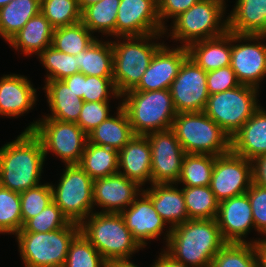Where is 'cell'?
<instances>
[{
    "label": "cell",
    "instance_id": "6da1fadb",
    "mask_svg": "<svg viewBox=\"0 0 266 267\" xmlns=\"http://www.w3.org/2000/svg\"><path fill=\"white\" fill-rule=\"evenodd\" d=\"M45 161L40 139L24 130L0 148V185L19 193L38 186Z\"/></svg>",
    "mask_w": 266,
    "mask_h": 267
},
{
    "label": "cell",
    "instance_id": "7a4b0ae2",
    "mask_svg": "<svg viewBox=\"0 0 266 267\" xmlns=\"http://www.w3.org/2000/svg\"><path fill=\"white\" fill-rule=\"evenodd\" d=\"M226 244L216 219H189L171 229L164 250L190 267H211Z\"/></svg>",
    "mask_w": 266,
    "mask_h": 267
},
{
    "label": "cell",
    "instance_id": "3957f363",
    "mask_svg": "<svg viewBox=\"0 0 266 267\" xmlns=\"http://www.w3.org/2000/svg\"><path fill=\"white\" fill-rule=\"evenodd\" d=\"M163 35L164 33H156L116 37L115 41L111 40L113 83L120 96L133 90L139 84L156 51L164 44V41L161 43L162 40H160L164 38Z\"/></svg>",
    "mask_w": 266,
    "mask_h": 267
},
{
    "label": "cell",
    "instance_id": "277c9868",
    "mask_svg": "<svg viewBox=\"0 0 266 267\" xmlns=\"http://www.w3.org/2000/svg\"><path fill=\"white\" fill-rule=\"evenodd\" d=\"M80 232L107 263L130 261L143 248L133 238L120 213L94 211L80 224Z\"/></svg>",
    "mask_w": 266,
    "mask_h": 267
},
{
    "label": "cell",
    "instance_id": "5b68a950",
    "mask_svg": "<svg viewBox=\"0 0 266 267\" xmlns=\"http://www.w3.org/2000/svg\"><path fill=\"white\" fill-rule=\"evenodd\" d=\"M226 8V0H199L172 20L170 28H165L164 36L180 42L182 47L221 36L228 31Z\"/></svg>",
    "mask_w": 266,
    "mask_h": 267
},
{
    "label": "cell",
    "instance_id": "8992f818",
    "mask_svg": "<svg viewBox=\"0 0 266 267\" xmlns=\"http://www.w3.org/2000/svg\"><path fill=\"white\" fill-rule=\"evenodd\" d=\"M120 99L135 135L172 128L177 112L169 89L127 91Z\"/></svg>",
    "mask_w": 266,
    "mask_h": 267
},
{
    "label": "cell",
    "instance_id": "52a82bcc",
    "mask_svg": "<svg viewBox=\"0 0 266 267\" xmlns=\"http://www.w3.org/2000/svg\"><path fill=\"white\" fill-rule=\"evenodd\" d=\"M185 153L219 156L231 151V138L202 112L177 113L171 128Z\"/></svg>",
    "mask_w": 266,
    "mask_h": 267
},
{
    "label": "cell",
    "instance_id": "ba28073f",
    "mask_svg": "<svg viewBox=\"0 0 266 267\" xmlns=\"http://www.w3.org/2000/svg\"><path fill=\"white\" fill-rule=\"evenodd\" d=\"M80 232L78 223L50 232H18L16 240L24 267H64L69 245Z\"/></svg>",
    "mask_w": 266,
    "mask_h": 267
},
{
    "label": "cell",
    "instance_id": "9c48e42d",
    "mask_svg": "<svg viewBox=\"0 0 266 267\" xmlns=\"http://www.w3.org/2000/svg\"><path fill=\"white\" fill-rule=\"evenodd\" d=\"M25 131H32L41 141L45 160L52 152L64 165L79 164L88 142L87 134L74 122L47 117L37 118Z\"/></svg>",
    "mask_w": 266,
    "mask_h": 267
},
{
    "label": "cell",
    "instance_id": "30bf717a",
    "mask_svg": "<svg viewBox=\"0 0 266 267\" xmlns=\"http://www.w3.org/2000/svg\"><path fill=\"white\" fill-rule=\"evenodd\" d=\"M257 88L239 85L209 95L204 113L213 119L231 138L261 106Z\"/></svg>",
    "mask_w": 266,
    "mask_h": 267
},
{
    "label": "cell",
    "instance_id": "8fae6325",
    "mask_svg": "<svg viewBox=\"0 0 266 267\" xmlns=\"http://www.w3.org/2000/svg\"><path fill=\"white\" fill-rule=\"evenodd\" d=\"M58 181L50 183L53 202L69 221L80 224L94 212L93 179L79 164H72L65 165Z\"/></svg>",
    "mask_w": 266,
    "mask_h": 267
},
{
    "label": "cell",
    "instance_id": "7c38bea8",
    "mask_svg": "<svg viewBox=\"0 0 266 267\" xmlns=\"http://www.w3.org/2000/svg\"><path fill=\"white\" fill-rule=\"evenodd\" d=\"M266 38L264 35L232 33L230 67L241 85L260 90L266 77ZM264 42V43H263Z\"/></svg>",
    "mask_w": 266,
    "mask_h": 267
},
{
    "label": "cell",
    "instance_id": "4fadbf2b",
    "mask_svg": "<svg viewBox=\"0 0 266 267\" xmlns=\"http://www.w3.org/2000/svg\"><path fill=\"white\" fill-rule=\"evenodd\" d=\"M253 182L252 161L232 151L215 156L210 189L220 203L244 194Z\"/></svg>",
    "mask_w": 266,
    "mask_h": 267
},
{
    "label": "cell",
    "instance_id": "5bb4252c",
    "mask_svg": "<svg viewBox=\"0 0 266 267\" xmlns=\"http://www.w3.org/2000/svg\"><path fill=\"white\" fill-rule=\"evenodd\" d=\"M169 90L177 113L202 112L209 98L207 72L187 57Z\"/></svg>",
    "mask_w": 266,
    "mask_h": 267
},
{
    "label": "cell",
    "instance_id": "9a60e30c",
    "mask_svg": "<svg viewBox=\"0 0 266 267\" xmlns=\"http://www.w3.org/2000/svg\"><path fill=\"white\" fill-rule=\"evenodd\" d=\"M151 148L152 184L177 183L185 152L172 129L145 135Z\"/></svg>",
    "mask_w": 266,
    "mask_h": 267
},
{
    "label": "cell",
    "instance_id": "2e32d148",
    "mask_svg": "<svg viewBox=\"0 0 266 267\" xmlns=\"http://www.w3.org/2000/svg\"><path fill=\"white\" fill-rule=\"evenodd\" d=\"M164 33L158 16V4L153 0H120L115 38Z\"/></svg>",
    "mask_w": 266,
    "mask_h": 267
},
{
    "label": "cell",
    "instance_id": "e0dca14e",
    "mask_svg": "<svg viewBox=\"0 0 266 267\" xmlns=\"http://www.w3.org/2000/svg\"><path fill=\"white\" fill-rule=\"evenodd\" d=\"M222 238L226 243H253L262 238L247 240L251 230H255L252 208L247 193L234 196L219 203L216 217Z\"/></svg>",
    "mask_w": 266,
    "mask_h": 267
},
{
    "label": "cell",
    "instance_id": "ac0fdd59",
    "mask_svg": "<svg viewBox=\"0 0 266 267\" xmlns=\"http://www.w3.org/2000/svg\"><path fill=\"white\" fill-rule=\"evenodd\" d=\"M120 214L133 238L143 249L147 246L148 240H156L162 235L164 236L162 239L167 244L171 229L166 226L155 210L151 199L143 191Z\"/></svg>",
    "mask_w": 266,
    "mask_h": 267
},
{
    "label": "cell",
    "instance_id": "d6986e66",
    "mask_svg": "<svg viewBox=\"0 0 266 267\" xmlns=\"http://www.w3.org/2000/svg\"><path fill=\"white\" fill-rule=\"evenodd\" d=\"M188 57L187 47L163 44L153 56L139 84L130 91L170 89L183 61Z\"/></svg>",
    "mask_w": 266,
    "mask_h": 267
},
{
    "label": "cell",
    "instance_id": "ffe728a7",
    "mask_svg": "<svg viewBox=\"0 0 266 267\" xmlns=\"http://www.w3.org/2000/svg\"><path fill=\"white\" fill-rule=\"evenodd\" d=\"M142 189L120 173L95 179L92 191L94 210L98 207L101 208L99 212L121 213L133 203Z\"/></svg>",
    "mask_w": 266,
    "mask_h": 267
},
{
    "label": "cell",
    "instance_id": "44dd1931",
    "mask_svg": "<svg viewBox=\"0 0 266 267\" xmlns=\"http://www.w3.org/2000/svg\"><path fill=\"white\" fill-rule=\"evenodd\" d=\"M37 97V89L27 76L10 73L0 77V116H24L36 107Z\"/></svg>",
    "mask_w": 266,
    "mask_h": 267
},
{
    "label": "cell",
    "instance_id": "7402d4cb",
    "mask_svg": "<svg viewBox=\"0 0 266 267\" xmlns=\"http://www.w3.org/2000/svg\"><path fill=\"white\" fill-rule=\"evenodd\" d=\"M118 170L140 187L152 184L151 148L146 136L135 135L119 151Z\"/></svg>",
    "mask_w": 266,
    "mask_h": 267
},
{
    "label": "cell",
    "instance_id": "603a6c76",
    "mask_svg": "<svg viewBox=\"0 0 266 267\" xmlns=\"http://www.w3.org/2000/svg\"><path fill=\"white\" fill-rule=\"evenodd\" d=\"M231 151L250 161L266 155V109L262 105L231 137Z\"/></svg>",
    "mask_w": 266,
    "mask_h": 267
},
{
    "label": "cell",
    "instance_id": "cb8c5ba5",
    "mask_svg": "<svg viewBox=\"0 0 266 267\" xmlns=\"http://www.w3.org/2000/svg\"><path fill=\"white\" fill-rule=\"evenodd\" d=\"M176 183L151 184L142 191L151 199L158 215L172 229L188 220L182 189Z\"/></svg>",
    "mask_w": 266,
    "mask_h": 267
},
{
    "label": "cell",
    "instance_id": "d4e9b609",
    "mask_svg": "<svg viewBox=\"0 0 266 267\" xmlns=\"http://www.w3.org/2000/svg\"><path fill=\"white\" fill-rule=\"evenodd\" d=\"M187 50L188 57L206 72L229 66L232 33L227 31L216 38L194 42L187 47Z\"/></svg>",
    "mask_w": 266,
    "mask_h": 267
},
{
    "label": "cell",
    "instance_id": "484cf974",
    "mask_svg": "<svg viewBox=\"0 0 266 267\" xmlns=\"http://www.w3.org/2000/svg\"><path fill=\"white\" fill-rule=\"evenodd\" d=\"M54 27L40 12L29 19L8 44L24 56H38L46 48L52 46Z\"/></svg>",
    "mask_w": 266,
    "mask_h": 267
},
{
    "label": "cell",
    "instance_id": "4316f807",
    "mask_svg": "<svg viewBox=\"0 0 266 267\" xmlns=\"http://www.w3.org/2000/svg\"><path fill=\"white\" fill-rule=\"evenodd\" d=\"M44 82L45 85L42 90H44L51 114H44L42 117L76 123L84 101L62 80Z\"/></svg>",
    "mask_w": 266,
    "mask_h": 267
},
{
    "label": "cell",
    "instance_id": "83f0119b",
    "mask_svg": "<svg viewBox=\"0 0 266 267\" xmlns=\"http://www.w3.org/2000/svg\"><path fill=\"white\" fill-rule=\"evenodd\" d=\"M228 18L234 34H266V0H236Z\"/></svg>",
    "mask_w": 266,
    "mask_h": 267
},
{
    "label": "cell",
    "instance_id": "f1b7e54d",
    "mask_svg": "<svg viewBox=\"0 0 266 267\" xmlns=\"http://www.w3.org/2000/svg\"><path fill=\"white\" fill-rule=\"evenodd\" d=\"M118 104L114 116L111 114L87 134L88 142L120 151L135 136L125 110Z\"/></svg>",
    "mask_w": 266,
    "mask_h": 267
},
{
    "label": "cell",
    "instance_id": "f546056e",
    "mask_svg": "<svg viewBox=\"0 0 266 267\" xmlns=\"http://www.w3.org/2000/svg\"><path fill=\"white\" fill-rule=\"evenodd\" d=\"M97 38L86 50L75 57L80 73L85 76L113 78V47L111 41Z\"/></svg>",
    "mask_w": 266,
    "mask_h": 267
},
{
    "label": "cell",
    "instance_id": "4dcf8cb0",
    "mask_svg": "<svg viewBox=\"0 0 266 267\" xmlns=\"http://www.w3.org/2000/svg\"><path fill=\"white\" fill-rule=\"evenodd\" d=\"M41 0H12L0 8V36L5 42L23 28L26 22L40 13Z\"/></svg>",
    "mask_w": 266,
    "mask_h": 267
},
{
    "label": "cell",
    "instance_id": "1f68e13d",
    "mask_svg": "<svg viewBox=\"0 0 266 267\" xmlns=\"http://www.w3.org/2000/svg\"><path fill=\"white\" fill-rule=\"evenodd\" d=\"M119 151L87 142L79 166L93 179L118 173Z\"/></svg>",
    "mask_w": 266,
    "mask_h": 267
},
{
    "label": "cell",
    "instance_id": "d6a6232c",
    "mask_svg": "<svg viewBox=\"0 0 266 267\" xmlns=\"http://www.w3.org/2000/svg\"><path fill=\"white\" fill-rule=\"evenodd\" d=\"M120 0H101L81 12V22L94 35L95 32L115 39V23Z\"/></svg>",
    "mask_w": 266,
    "mask_h": 267
},
{
    "label": "cell",
    "instance_id": "836d02e7",
    "mask_svg": "<svg viewBox=\"0 0 266 267\" xmlns=\"http://www.w3.org/2000/svg\"><path fill=\"white\" fill-rule=\"evenodd\" d=\"M96 39V35L80 21L70 26L54 28L52 46L63 53L76 56Z\"/></svg>",
    "mask_w": 266,
    "mask_h": 267
},
{
    "label": "cell",
    "instance_id": "e575fe53",
    "mask_svg": "<svg viewBox=\"0 0 266 267\" xmlns=\"http://www.w3.org/2000/svg\"><path fill=\"white\" fill-rule=\"evenodd\" d=\"M214 162L215 156L212 155L186 153L176 184H180L182 187L209 186Z\"/></svg>",
    "mask_w": 266,
    "mask_h": 267
},
{
    "label": "cell",
    "instance_id": "d590c367",
    "mask_svg": "<svg viewBox=\"0 0 266 267\" xmlns=\"http://www.w3.org/2000/svg\"><path fill=\"white\" fill-rule=\"evenodd\" d=\"M189 219H216L219 202L210 186L182 187Z\"/></svg>",
    "mask_w": 266,
    "mask_h": 267
},
{
    "label": "cell",
    "instance_id": "8d00e7d4",
    "mask_svg": "<svg viewBox=\"0 0 266 267\" xmlns=\"http://www.w3.org/2000/svg\"><path fill=\"white\" fill-rule=\"evenodd\" d=\"M211 267H260L253 243H226L213 257Z\"/></svg>",
    "mask_w": 266,
    "mask_h": 267
},
{
    "label": "cell",
    "instance_id": "74e56055",
    "mask_svg": "<svg viewBox=\"0 0 266 267\" xmlns=\"http://www.w3.org/2000/svg\"><path fill=\"white\" fill-rule=\"evenodd\" d=\"M37 58L47 71L45 81L63 80L79 73L77 58L56 50L53 46L46 48Z\"/></svg>",
    "mask_w": 266,
    "mask_h": 267
},
{
    "label": "cell",
    "instance_id": "f35d334b",
    "mask_svg": "<svg viewBox=\"0 0 266 267\" xmlns=\"http://www.w3.org/2000/svg\"><path fill=\"white\" fill-rule=\"evenodd\" d=\"M22 227L20 193L0 185V234L16 235Z\"/></svg>",
    "mask_w": 266,
    "mask_h": 267
},
{
    "label": "cell",
    "instance_id": "ab89813d",
    "mask_svg": "<svg viewBox=\"0 0 266 267\" xmlns=\"http://www.w3.org/2000/svg\"><path fill=\"white\" fill-rule=\"evenodd\" d=\"M40 12L54 28L81 21L78 0H41Z\"/></svg>",
    "mask_w": 266,
    "mask_h": 267
},
{
    "label": "cell",
    "instance_id": "60d3db41",
    "mask_svg": "<svg viewBox=\"0 0 266 267\" xmlns=\"http://www.w3.org/2000/svg\"><path fill=\"white\" fill-rule=\"evenodd\" d=\"M97 249L79 232L71 241L64 267H106Z\"/></svg>",
    "mask_w": 266,
    "mask_h": 267
},
{
    "label": "cell",
    "instance_id": "b9f144b4",
    "mask_svg": "<svg viewBox=\"0 0 266 267\" xmlns=\"http://www.w3.org/2000/svg\"><path fill=\"white\" fill-rule=\"evenodd\" d=\"M21 216L24 224L28 219L38 215L44 208L53 202L51 184L41 183L20 193Z\"/></svg>",
    "mask_w": 266,
    "mask_h": 267
},
{
    "label": "cell",
    "instance_id": "7bdbcfd3",
    "mask_svg": "<svg viewBox=\"0 0 266 267\" xmlns=\"http://www.w3.org/2000/svg\"><path fill=\"white\" fill-rule=\"evenodd\" d=\"M69 222L61 209L51 202L38 215L28 219L19 232H50L65 227Z\"/></svg>",
    "mask_w": 266,
    "mask_h": 267
},
{
    "label": "cell",
    "instance_id": "ee69618b",
    "mask_svg": "<svg viewBox=\"0 0 266 267\" xmlns=\"http://www.w3.org/2000/svg\"><path fill=\"white\" fill-rule=\"evenodd\" d=\"M112 99H120L116 91L113 78H101L97 76H85L83 74V101L102 102Z\"/></svg>",
    "mask_w": 266,
    "mask_h": 267
},
{
    "label": "cell",
    "instance_id": "f6af8a7d",
    "mask_svg": "<svg viewBox=\"0 0 266 267\" xmlns=\"http://www.w3.org/2000/svg\"><path fill=\"white\" fill-rule=\"evenodd\" d=\"M110 101L84 102L78 121L81 129L88 134L110 116Z\"/></svg>",
    "mask_w": 266,
    "mask_h": 267
},
{
    "label": "cell",
    "instance_id": "bcb514c9",
    "mask_svg": "<svg viewBox=\"0 0 266 267\" xmlns=\"http://www.w3.org/2000/svg\"><path fill=\"white\" fill-rule=\"evenodd\" d=\"M246 193L252 208L255 231L266 238V188L252 182Z\"/></svg>",
    "mask_w": 266,
    "mask_h": 267
},
{
    "label": "cell",
    "instance_id": "7dc6e473",
    "mask_svg": "<svg viewBox=\"0 0 266 267\" xmlns=\"http://www.w3.org/2000/svg\"><path fill=\"white\" fill-rule=\"evenodd\" d=\"M240 82L229 66L207 72V88L209 95L220 93L238 87Z\"/></svg>",
    "mask_w": 266,
    "mask_h": 267
},
{
    "label": "cell",
    "instance_id": "c3c4849f",
    "mask_svg": "<svg viewBox=\"0 0 266 267\" xmlns=\"http://www.w3.org/2000/svg\"><path fill=\"white\" fill-rule=\"evenodd\" d=\"M199 0H161L158 3V16L160 23L165 30L168 26L165 21L175 19L191 6L195 5Z\"/></svg>",
    "mask_w": 266,
    "mask_h": 267
},
{
    "label": "cell",
    "instance_id": "681fc988",
    "mask_svg": "<svg viewBox=\"0 0 266 267\" xmlns=\"http://www.w3.org/2000/svg\"><path fill=\"white\" fill-rule=\"evenodd\" d=\"M252 163L253 182L266 188V155L256 158Z\"/></svg>",
    "mask_w": 266,
    "mask_h": 267
},
{
    "label": "cell",
    "instance_id": "f907efd6",
    "mask_svg": "<svg viewBox=\"0 0 266 267\" xmlns=\"http://www.w3.org/2000/svg\"><path fill=\"white\" fill-rule=\"evenodd\" d=\"M162 250L161 253H159V256H156L157 259L154 260L152 267H190L182 262L175 260L164 250V248Z\"/></svg>",
    "mask_w": 266,
    "mask_h": 267
},
{
    "label": "cell",
    "instance_id": "816d5d0a",
    "mask_svg": "<svg viewBox=\"0 0 266 267\" xmlns=\"http://www.w3.org/2000/svg\"><path fill=\"white\" fill-rule=\"evenodd\" d=\"M62 81L83 100V73L73 74Z\"/></svg>",
    "mask_w": 266,
    "mask_h": 267
},
{
    "label": "cell",
    "instance_id": "f5cc1de1",
    "mask_svg": "<svg viewBox=\"0 0 266 267\" xmlns=\"http://www.w3.org/2000/svg\"><path fill=\"white\" fill-rule=\"evenodd\" d=\"M256 252L259 259V266L266 267V238L256 243Z\"/></svg>",
    "mask_w": 266,
    "mask_h": 267
},
{
    "label": "cell",
    "instance_id": "db71d44e",
    "mask_svg": "<svg viewBox=\"0 0 266 267\" xmlns=\"http://www.w3.org/2000/svg\"><path fill=\"white\" fill-rule=\"evenodd\" d=\"M106 267H139L138 265L134 264L133 261H113L107 263ZM152 267V265L150 266Z\"/></svg>",
    "mask_w": 266,
    "mask_h": 267
},
{
    "label": "cell",
    "instance_id": "11a10c76",
    "mask_svg": "<svg viewBox=\"0 0 266 267\" xmlns=\"http://www.w3.org/2000/svg\"><path fill=\"white\" fill-rule=\"evenodd\" d=\"M101 0H78V6L80 11L82 12L86 7L98 3Z\"/></svg>",
    "mask_w": 266,
    "mask_h": 267
},
{
    "label": "cell",
    "instance_id": "9f6ffc18",
    "mask_svg": "<svg viewBox=\"0 0 266 267\" xmlns=\"http://www.w3.org/2000/svg\"><path fill=\"white\" fill-rule=\"evenodd\" d=\"M12 0H0V8L9 4Z\"/></svg>",
    "mask_w": 266,
    "mask_h": 267
},
{
    "label": "cell",
    "instance_id": "6f0895ef",
    "mask_svg": "<svg viewBox=\"0 0 266 267\" xmlns=\"http://www.w3.org/2000/svg\"><path fill=\"white\" fill-rule=\"evenodd\" d=\"M153 1H155L158 4L161 0H153Z\"/></svg>",
    "mask_w": 266,
    "mask_h": 267
}]
</instances>
